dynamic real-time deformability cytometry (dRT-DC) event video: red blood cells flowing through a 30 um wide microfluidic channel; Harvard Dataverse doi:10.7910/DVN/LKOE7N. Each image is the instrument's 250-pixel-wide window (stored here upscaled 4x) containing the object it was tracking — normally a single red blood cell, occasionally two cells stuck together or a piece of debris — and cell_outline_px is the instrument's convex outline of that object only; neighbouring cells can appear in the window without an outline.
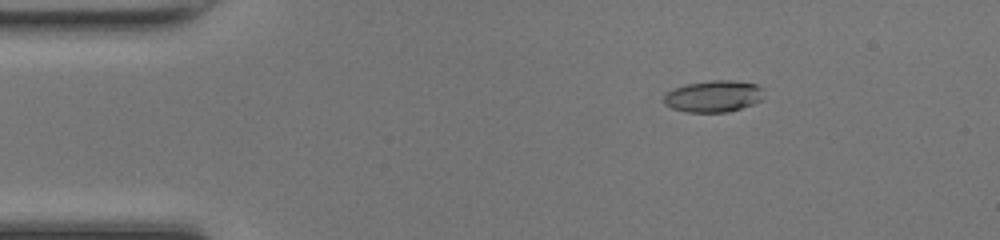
{"species": "common noctule bat (a hibernating species)", "species_latin": "Nyctalus noctula", "temperature_condition": "room temperature", "stored_images_in_passage": 42, "camera_frame_rate_fps": 3000, "um_per_image_px": 0.085, "animal": {"sex": "female", "body_mass_g": 17.0, "forearm_length_mm": 48.0}, "frame": {"image": 1, "passage_image": 1, "time_ms": 0.0, "image_size_px": [1000, 240], "cell_outline_px": [[764, 100], [728, 112], [688, 112], [672, 108], [664, 104], [664, 96], [672, 88], [688, 84], [712, 80], [732, 80], [756, 84], [760, 88]], "centroid_in_image_um": [60.64, 8.18], "position_along_channel_um": 24.4, "area_um2": 18.32}}
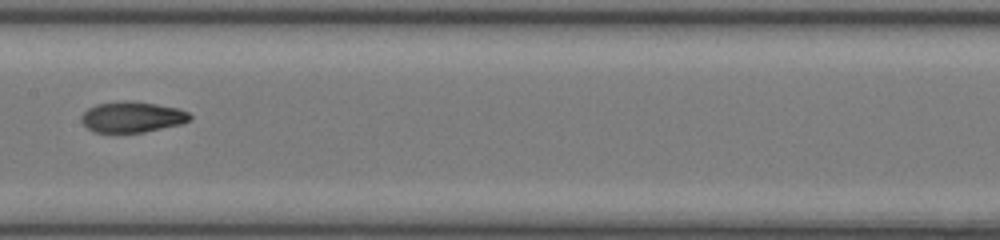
{"frame": {"image": 2, "passage_image": 18, "time_ms": 5.667, "image_size_px": [1000, 240], "cell_outline_px": [[192, 120], [180, 124], [144, 132], [96, 132], [88, 128], [80, 120], [80, 116], [88, 108], [96, 104], [124, 100], [156, 104], [176, 108], [188, 112], [192, 116]], "centroid_in_image_um": [11.22, 9.94], "position_along_channel_um": 196.2, "area_um2": 19.36}}
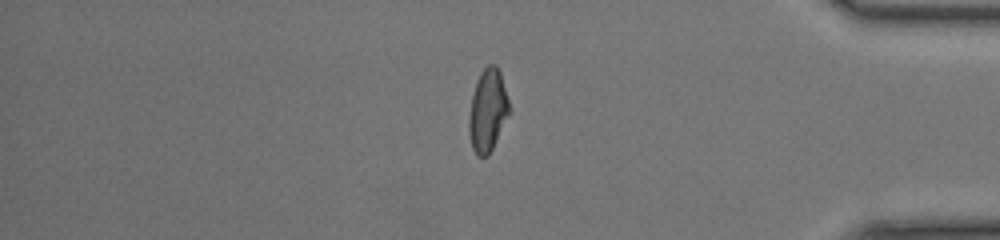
{"frame": {"image": 3, "passage_image": 34, "time_ms": 11.0, "image_size_px": [1000, 240], "cell_outline_px": [[508, 116], [488, 156], [476, 156], [472, 148], [468, 132], [468, 116], [472, 96], [476, 80], [480, 72], [488, 64], [496, 64], [500, 72], [508, 100]], "centroid_in_image_um": [41.42, 9.38], "position_along_channel_um": 393.8, "area_um2": 19.25}, "authors_computed_cell_mechanics": {"area_um2": 19.2185, "velocity_mm_per_s": 4.2888, "shape_relaxation_time_tau1_ms": 4.5948, "shape_relaxation_time_tau2_ms": 2.1636, "deformation_change_tau1": 0.2208, "deformation_change_tau2": 0.0758}}